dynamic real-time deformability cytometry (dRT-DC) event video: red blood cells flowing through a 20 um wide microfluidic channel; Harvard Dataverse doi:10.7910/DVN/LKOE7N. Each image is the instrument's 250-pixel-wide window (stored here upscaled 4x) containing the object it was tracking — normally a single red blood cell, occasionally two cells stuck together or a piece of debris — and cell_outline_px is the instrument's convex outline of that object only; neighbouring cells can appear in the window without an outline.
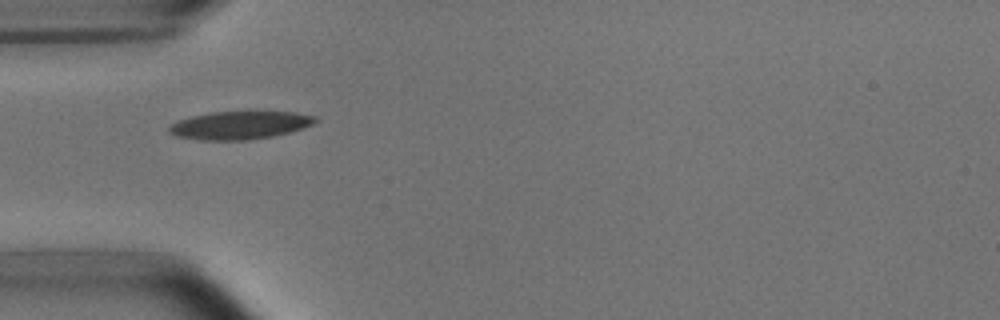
{"species": "common noctule bat (a hibernating species)", "species_latin": "Nyctalus noctula", "temperature_condition": "room temperature", "stored_images_in_passage": 3, "camera_frame_rate_fps": 3000, "um_per_image_px": 0.085, "animal": {"sex": "male", "body_mass_g": 15.6}, "frame": {"image": 1, "passage_image": 1, "time_ms": 0.0, "image_size_px": [1000, 320], "cell_outline_px": [[316, 120], [312, 124], [288, 132], [272, 136], [248, 140], [200, 140], [176, 136], [168, 132], [168, 128], [172, 124], [180, 120], [192, 116], [212, 112], [296, 112], [316, 116]], "centroid_in_image_um": [20.35, 10.65], "position_along_channel_um": 64.7, "area_um2": 23.52}}
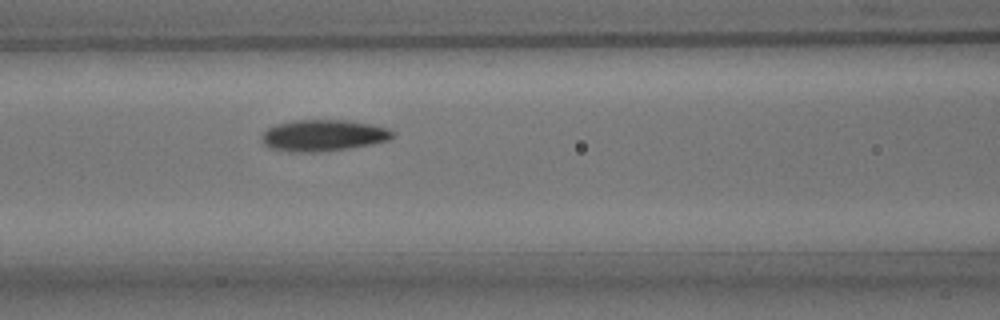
{"frame": {"image": 2, "passage_image": 3, "time_ms": 2.0, "image_size_px": [1000, 320], "cell_outline_px": [[392, 136], [388, 140], [372, 144], [348, 148], [320, 152], [288, 152], [268, 148], [264, 144], [264, 132], [268, 128], [276, 124], [292, 120], [348, 120], [372, 124], [388, 128], [392, 132]], "centroid_in_image_um": [27.46, 11.51], "position_along_channel_um": 139.1, "area_um2": 23.93}}